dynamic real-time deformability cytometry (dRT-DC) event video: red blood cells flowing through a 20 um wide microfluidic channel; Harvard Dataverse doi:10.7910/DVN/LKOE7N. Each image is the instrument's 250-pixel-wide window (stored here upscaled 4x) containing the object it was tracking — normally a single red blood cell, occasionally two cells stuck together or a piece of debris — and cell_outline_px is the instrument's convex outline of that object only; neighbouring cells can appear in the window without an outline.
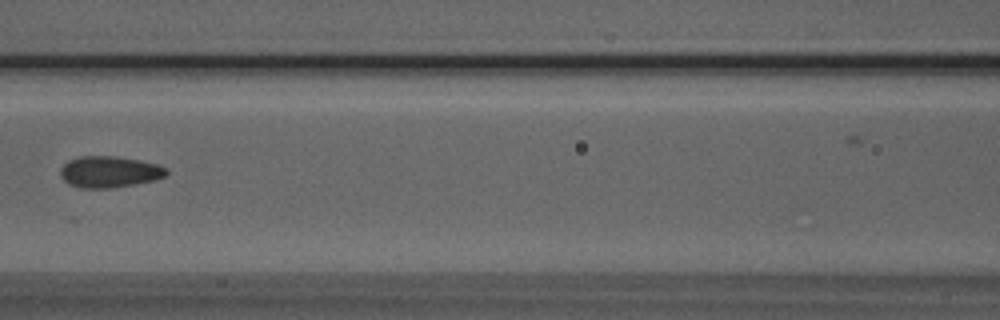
{"species": "Egyptian fruit bat (a non-hibernating species)", "species_latin": "Rousettus aegyptiacus", "temperature_condition": "room temperature", "stored_images_in_passage": 7, "camera_frame_rate_fps": 3000, "um_per_image_px": 0.085, "animal": {"sex": "male"}, "frame": {"image": 1, "passage_image": 7, "time_ms": 7.0, "image_size_px": [1000, 320], "cell_outline_px": [[168, 172], [164, 176], [156, 180], [108, 188], [80, 188], [68, 184], [60, 176], [60, 168], [68, 160], [80, 156], [116, 156], [140, 160], [156, 164], [168, 168]], "centroid_in_image_um": [9.27, 14.6], "position_along_channel_um": 157.3, "area_um2": 19.42}}